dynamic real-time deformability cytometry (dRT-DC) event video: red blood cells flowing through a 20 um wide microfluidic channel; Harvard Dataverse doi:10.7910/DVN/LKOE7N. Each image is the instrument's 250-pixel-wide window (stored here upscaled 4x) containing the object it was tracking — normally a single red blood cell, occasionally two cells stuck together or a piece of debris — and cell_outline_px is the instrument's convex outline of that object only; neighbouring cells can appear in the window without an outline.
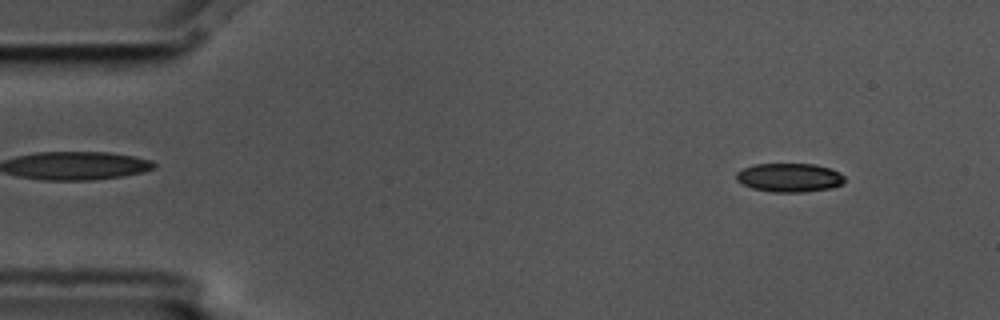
{"species": "common noctule bat (a hibernating species)", "species_latin": "Nyctalus noctula", "temperature_condition": "cold", "stored_images_in_passage": 4, "camera_frame_rate_fps": 3000, "um_per_image_px": 0.085, "animal": {"sex": "male", "body_mass_g": 17.5, "forearm_length_mm": 52.3}, "frame": {"image": 1, "passage_image": 1, "time_ms": 0.0, "image_size_px": [1000, 320], "cell_outline_px": [[844, 184], [832, 188], [804, 192], [772, 192], [752, 188], [736, 180], [736, 172], [744, 168], [756, 164], [816, 164], [840, 172], [844, 176]], "centroid_in_image_um": [67.13, 15.1], "position_along_channel_um": 17.9, "area_um2": 18.21}}
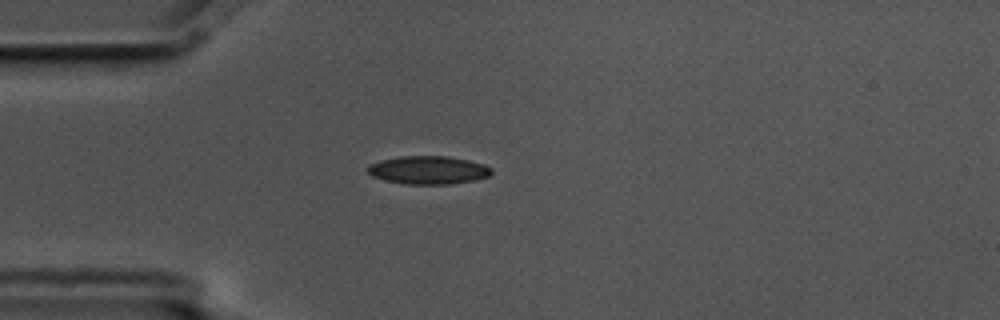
{"frame": {"image": 2, "passage_image": 3, "time_ms": 0.667, "image_size_px": [1000, 320], "cell_outline_px": [[492, 172], [488, 176], [472, 180], [452, 184], [404, 184], [384, 180], [372, 176], [368, 172], [368, 168], [372, 164], [380, 160], [400, 156], [448, 156], [468, 160], [484, 164], [492, 168]], "centroid_in_image_um": [36.41, 14.45], "position_along_channel_um": 48.6, "area_um2": 20.23}}